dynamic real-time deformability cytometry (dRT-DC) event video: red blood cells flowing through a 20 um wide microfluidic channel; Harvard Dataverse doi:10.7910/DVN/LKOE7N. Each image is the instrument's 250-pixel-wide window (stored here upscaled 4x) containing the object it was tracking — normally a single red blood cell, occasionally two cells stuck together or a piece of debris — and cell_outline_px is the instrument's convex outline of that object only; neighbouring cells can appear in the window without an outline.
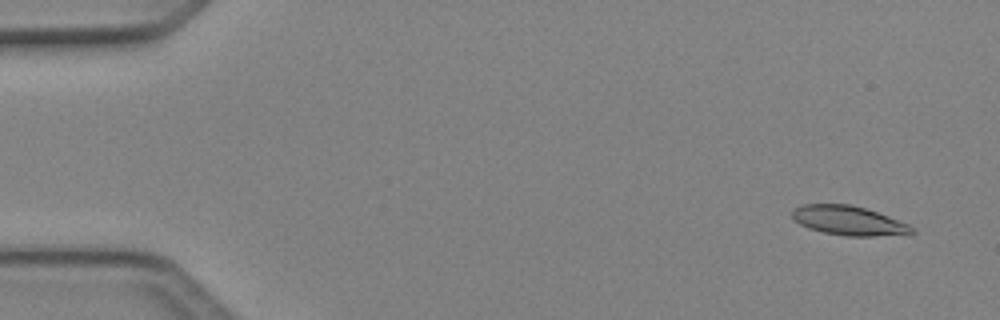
{"species": "Egyptian fruit bat (a non-hibernating species)", "species_latin": "Rousettus aegyptiacus", "temperature_condition": "cold", "stored_images_in_passage": 4, "camera_frame_rate_fps": 3000, "um_per_image_px": 0.085, "animal": {"sex": "female"}, "frame": {"image": 1, "passage_image": 1, "time_ms": 0.0, "image_size_px": [1000, 320], "cell_outline_px": [[916, 232], [908, 236], [848, 236], [824, 232], [808, 228], [800, 224], [792, 216], [792, 212], [796, 208], [804, 204], [852, 204], [888, 216], [908, 224]], "centroid_in_image_um": [72.21, 18.77], "position_along_channel_um": 12.8, "area_um2": 20.46}}
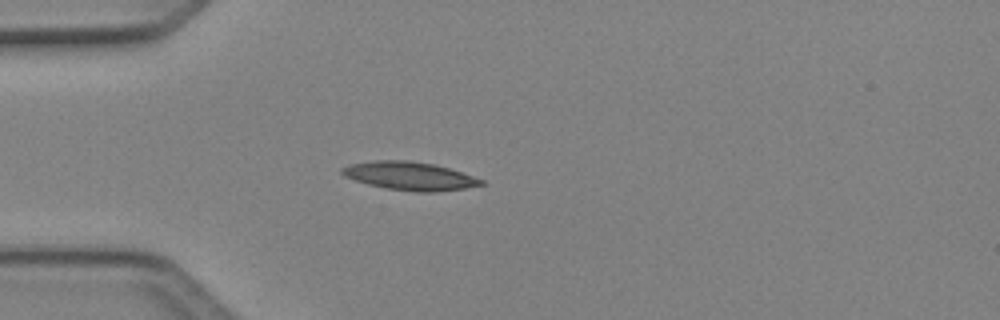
{"frame": {"image": 2, "passage_image": 4, "time_ms": 1.0, "image_size_px": [1000, 320], "cell_outline_px": [[484, 184], [464, 188], [436, 192], [416, 192], [384, 188], [368, 184], [344, 176], [340, 172], [340, 168], [348, 164], [372, 160], [408, 160], [436, 164], [484, 180]], "centroid_in_image_um": [34.77, 14.95], "position_along_channel_um": 50.2, "area_um2": 23.0}}